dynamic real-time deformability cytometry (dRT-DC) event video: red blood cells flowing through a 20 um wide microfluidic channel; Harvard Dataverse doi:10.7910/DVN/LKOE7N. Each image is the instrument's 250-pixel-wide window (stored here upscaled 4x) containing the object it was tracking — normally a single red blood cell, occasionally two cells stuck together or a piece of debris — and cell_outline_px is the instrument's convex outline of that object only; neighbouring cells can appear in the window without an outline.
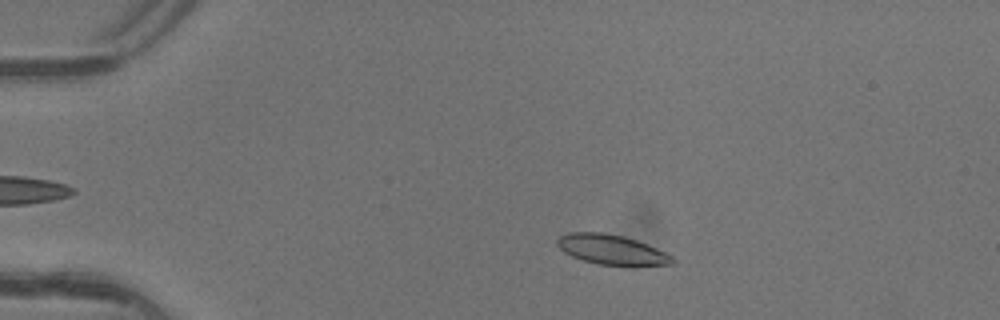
{"species": "common noctule bat (a hibernating species)", "species_latin": "Nyctalus noctula", "temperature_condition": "warm", "stored_images_in_passage": 4, "camera_frame_rate_fps": 3000, "um_per_image_px": 0.085, "animal": {"sex": "female"}, "frame": {"image": 1, "passage_image": 2, "time_ms": 0.333, "image_size_px": [1000, 320], "cell_outline_px": [[676, 260], [672, 264], [596, 264], [572, 256], [564, 252], [556, 244], [556, 240], [560, 236], [568, 232], [600, 232], [624, 236], [636, 240], [656, 248], [672, 256]], "centroid_in_image_um": [51.93, 21.19], "position_along_channel_um": 33.1, "area_um2": 19.54}}
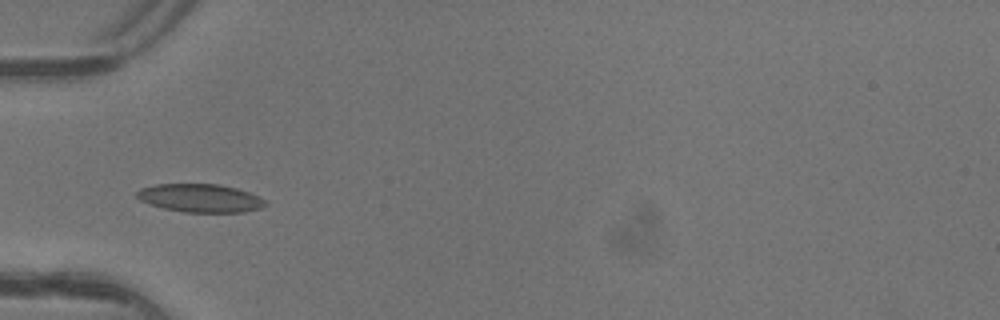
{"frame": {"image": 2, "passage_image": 4, "time_ms": 1.0, "image_size_px": [1000, 320], "cell_outline_px": [[268, 204], [260, 208], [244, 212], [184, 212], [164, 208], [148, 204], [140, 200], [136, 196], [136, 192], [140, 188], [156, 184], [216, 184], [236, 188], [248, 192], [264, 200]], "centroid_in_image_um": [16.98, 16.84], "position_along_channel_um": 68.0, "area_um2": 21.04}}